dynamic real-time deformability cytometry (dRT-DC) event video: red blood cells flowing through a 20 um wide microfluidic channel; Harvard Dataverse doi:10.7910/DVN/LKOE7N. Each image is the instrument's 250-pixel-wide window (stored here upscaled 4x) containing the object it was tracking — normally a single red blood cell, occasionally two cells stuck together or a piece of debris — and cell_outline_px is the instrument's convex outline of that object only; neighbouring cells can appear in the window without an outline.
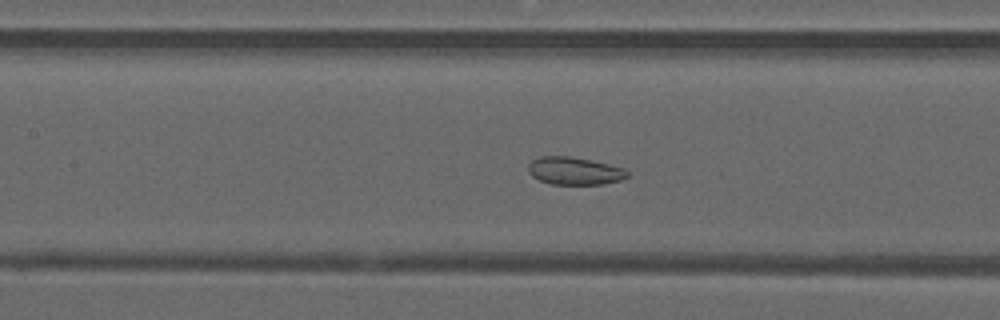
{"species": "common noctule bat (a hibernating species)", "species_latin": "Nyctalus noctula", "temperature_condition": "warm", "stored_images_in_passage": 40, "camera_frame_rate_fps": 3000, "um_per_image_px": 0.085, "animal": {"sex": "male", "forearm_length_mm": 52.5}, "frame": {"image": 1, "passage_image": 13, "time_ms": 4.0, "image_size_px": [1000, 320], "cell_outline_px": [[628, 176], [620, 180], [604, 184], [552, 184], [540, 180], [532, 176], [528, 172], [528, 164], [532, 160], [540, 156], [568, 156], [592, 160], [624, 168], [628, 172]], "centroid_in_image_um": [48.82, 14.52], "position_along_channel_um": 158.6, "area_um2": 15.95}}
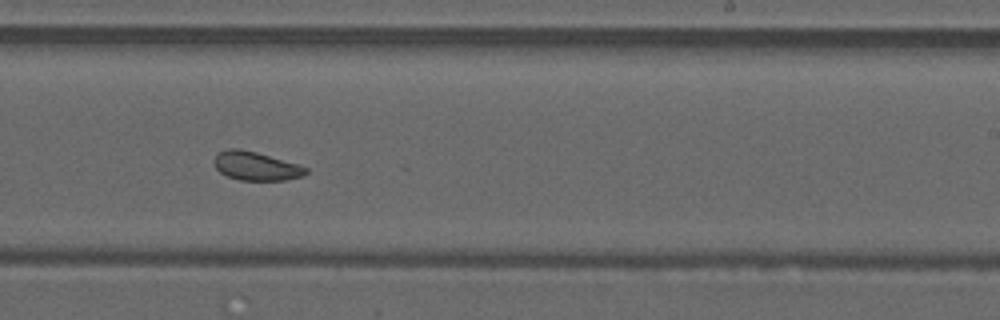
{"frame": {"image": 2, "passage_image": 21, "time_ms": 6.667, "image_size_px": [1000, 320], "cell_outline_px": [[308, 172], [304, 176], [284, 180], [240, 180], [228, 176], [220, 172], [216, 168], [212, 160], [220, 152], [228, 148], [236, 148], [256, 152], [296, 164], [308, 168]], "centroid_in_image_um": [21.74, 14.12], "position_along_channel_um": 267.3, "area_um2": 15.14}}
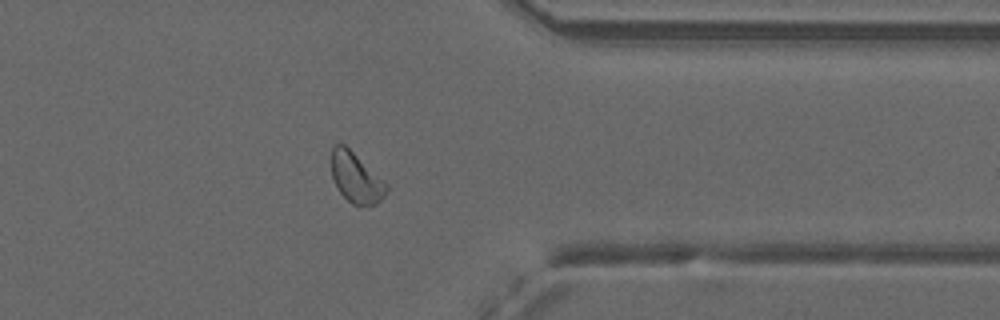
{"frame": {"image": 3, "passage_image": 30, "time_ms": 9.667, "image_size_px": [1000, 320], "cell_outline_px": [[388, 188], [384, 196], [376, 204], [368, 208], [352, 204], [340, 192], [332, 176], [332, 148], [336, 144], [344, 144], [388, 184]], "centroid_in_image_um": [30.29, 15.15], "position_along_channel_um": 381.1, "area_um2": 15.95}, "authors_computed_cell_mechanics": {"area_um2": 16.4441, "velocity_mm_per_s": 4.0975, "shape_relaxation_time_tau1_ms": null, "shape_relaxation_time_tau2_ms": 3.13, "deformation_change_tau1": null, "deformation_change_tau2": 0.087}}